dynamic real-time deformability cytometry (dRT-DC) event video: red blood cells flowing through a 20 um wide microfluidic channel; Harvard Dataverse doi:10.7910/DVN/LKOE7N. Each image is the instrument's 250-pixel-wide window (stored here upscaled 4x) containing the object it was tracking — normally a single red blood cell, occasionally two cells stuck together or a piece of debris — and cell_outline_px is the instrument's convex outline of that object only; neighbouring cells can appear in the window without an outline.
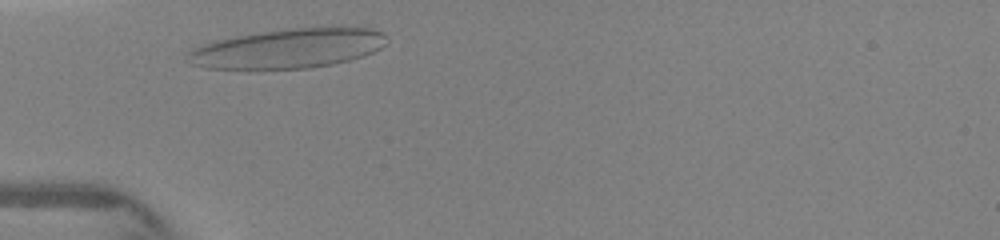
{"species": "human", "species_latin": "Homo sapiens", "temperature_condition": "warm", "stored_images_in_passage": 51, "camera_frame_rate_fps": 3000, "um_per_image_px": 0.085, "donor": {"sex": "female"}, "frame": {"image": 1, "passage_image": 3, "time_ms": 0.333, "image_size_px": [1000, 240], "cell_outline_px": [[388, 40], [380, 48], [364, 56], [332, 64], [308, 68], [204, 68], [192, 64], [184, 60], [184, 56], [192, 48], [216, 40], [236, 36], [260, 32], [288, 28], [344, 24], [372, 28], [384, 32], [388, 36]], "centroid_in_image_um": [24.58, 4.07], "position_along_channel_um": 60.4, "area_um2": 46.82}}
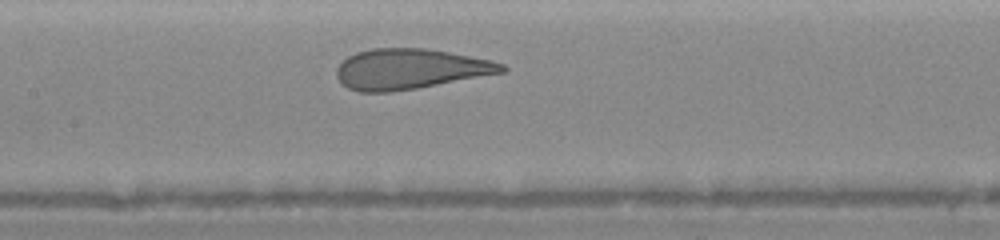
{"frame": {"image": 2, "passage_image": 16, "time_ms": 3.0, "image_size_px": [1000, 240], "cell_outline_px": [[508, 72], [416, 88], [392, 92], [360, 92], [348, 88], [336, 76], [336, 68], [348, 56], [356, 52], [372, 48], [428, 48], [492, 60], [504, 64], [508, 68]], "centroid_in_image_um": [34.89, 5.86], "position_along_channel_um": 172.5, "area_um2": 39.02}}
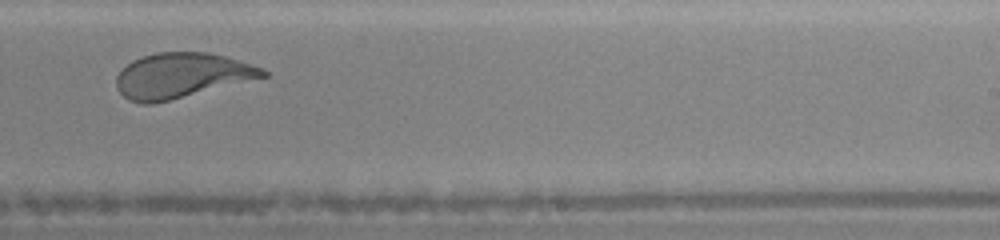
{"frame": {"image": 3, "passage_image": 33, "time_ms": 5.333, "image_size_px": [1000, 240], "cell_outline_px": [[268, 76], [152, 104], [144, 104], [128, 100], [116, 88], [116, 76], [132, 60], [156, 52], [208, 52], [224, 56], [252, 64], [264, 68], [268, 72]], "centroid_in_image_um": [15.42, 6.41], "position_along_channel_um": 273.6, "area_um2": 38.15}}